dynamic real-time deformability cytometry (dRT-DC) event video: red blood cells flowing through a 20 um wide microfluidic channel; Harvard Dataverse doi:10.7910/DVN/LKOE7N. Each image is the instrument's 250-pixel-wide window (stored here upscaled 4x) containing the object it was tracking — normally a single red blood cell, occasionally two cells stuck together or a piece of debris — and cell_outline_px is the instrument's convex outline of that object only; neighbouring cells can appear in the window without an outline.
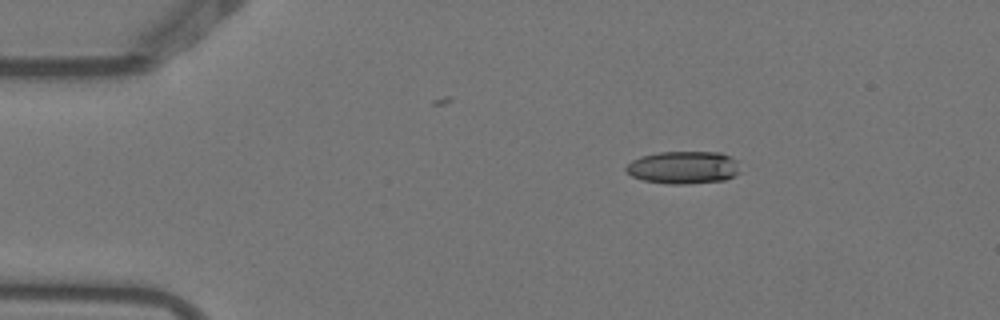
{"species": "Egyptian fruit bat (a non-hibernating species)", "species_latin": "Rousettus aegyptiacus", "temperature_condition": "warm", "stored_images_in_passage": 4, "camera_frame_rate_fps": 3000, "um_per_image_px": 0.085, "animal": {"sex": "female"}, "frame": {"image": 1, "passage_image": 2, "time_ms": 0.333, "image_size_px": [1000, 320], "cell_outline_px": [[740, 172], [736, 176], [724, 180], [688, 184], [668, 184], [644, 180], [632, 176], [624, 168], [632, 160], [640, 156], [660, 152], [720, 152], [732, 156], [736, 160]], "centroid_in_image_um": [58.12, 14.23], "position_along_channel_um": 26.9, "area_um2": 21.85}}